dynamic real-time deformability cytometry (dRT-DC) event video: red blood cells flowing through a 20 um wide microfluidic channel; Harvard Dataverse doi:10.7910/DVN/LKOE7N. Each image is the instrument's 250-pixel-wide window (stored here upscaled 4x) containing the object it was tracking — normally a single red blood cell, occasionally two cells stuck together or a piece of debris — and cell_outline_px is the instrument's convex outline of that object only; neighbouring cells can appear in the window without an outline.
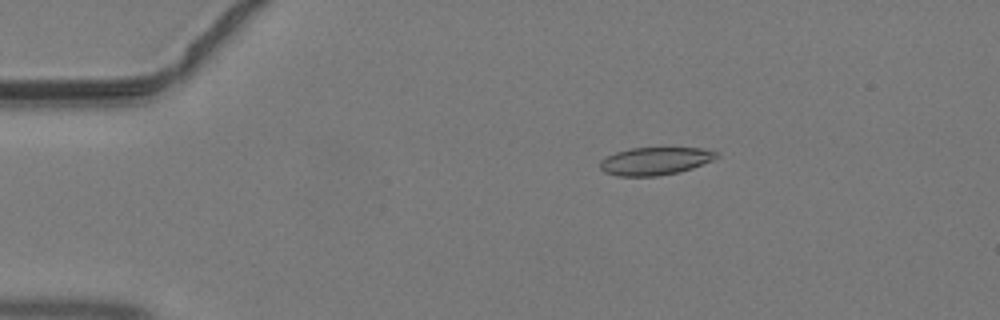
{"species": "common noctule bat (a hibernating species)", "species_latin": "Nyctalus noctula", "temperature_condition": "warm", "stored_images_in_passage": 37, "camera_frame_rate_fps": 3000, "um_per_image_px": 0.085, "animal": {"sex": "male", "body_mass_g": 19.2, "forearm_length_mm": 51.8}, "frame": {"image": 1, "passage_image": 1, "time_ms": 0.0, "image_size_px": [1000, 320], "cell_outline_px": [[720, 156], [712, 160], [692, 168], [680, 172], [656, 176], [616, 176], [604, 172], [600, 168], [600, 160], [616, 152], [628, 148], [700, 148], [720, 152]], "centroid_in_image_um": [55.69, 13.69], "position_along_channel_um": 29.3, "area_um2": 18.9}}
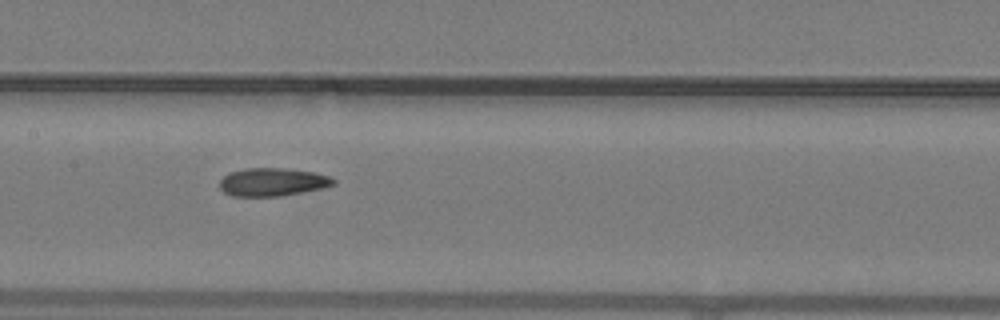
{"frame": {"image": 2, "passage_image": 15, "time_ms": 4.667, "image_size_px": [1000, 320], "cell_outline_px": [[336, 184], [320, 188], [300, 192], [276, 196], [232, 196], [224, 192], [220, 188], [220, 180], [228, 172], [244, 168], [284, 168], [312, 172], [328, 176], [336, 180]], "centroid_in_image_um": [23.11, 15.46], "position_along_channel_um": 184.3, "area_um2": 18.44}}
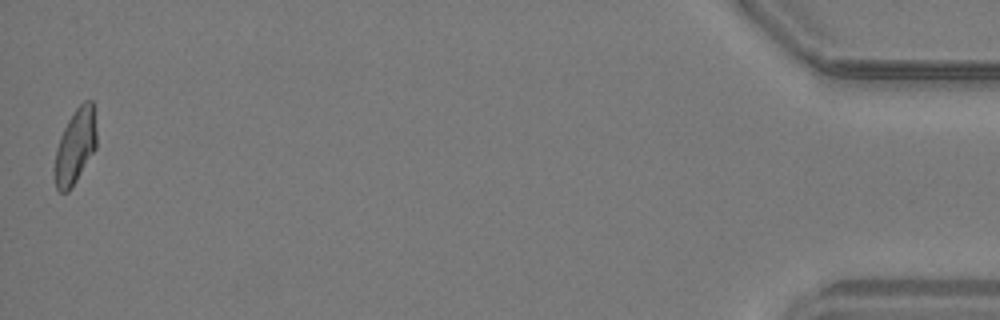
{"frame": {"image": 3, "passage_image": 37, "time_ms": 12.0, "image_size_px": [1000, 320], "cell_outline_px": [[96, 148], [76, 180], [68, 192], [60, 192], [56, 188], [52, 172], [52, 168], [56, 148], [60, 136], [68, 120], [76, 108], [84, 100], [92, 100], [96, 132]], "centroid_in_image_um": [6.35, 12.47], "position_along_channel_um": 428.8, "area_um2": 18.44}}